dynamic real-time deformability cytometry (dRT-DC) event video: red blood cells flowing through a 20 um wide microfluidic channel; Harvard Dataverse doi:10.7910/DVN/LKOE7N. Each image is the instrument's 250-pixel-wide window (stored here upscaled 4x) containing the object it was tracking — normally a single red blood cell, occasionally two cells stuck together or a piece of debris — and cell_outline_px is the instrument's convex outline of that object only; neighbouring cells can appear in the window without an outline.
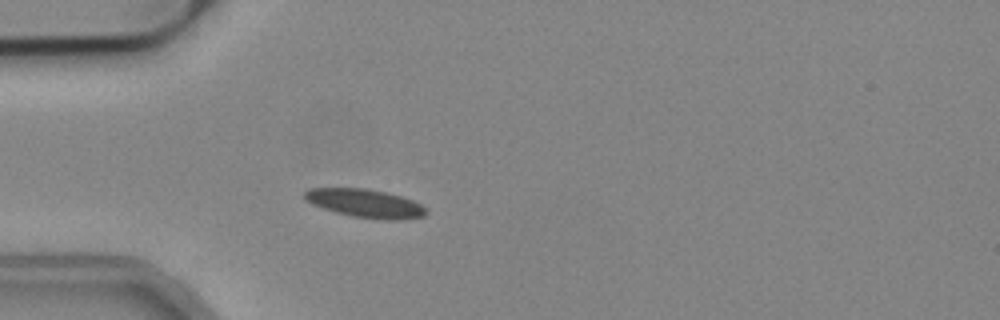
{"species": "common noctule bat (a hibernating species)", "species_latin": "Nyctalus noctula", "temperature_condition": "cold", "stored_images_in_passage": 42, "camera_frame_rate_fps": 3000, "um_per_image_px": 0.085, "animal": {"sex": "male", "body_mass_g": 19.2, "forearm_length_mm": 51.8}, "frame": {"image": 1, "passage_image": 9, "time_ms": 2.667, "image_size_px": [1000, 320], "cell_outline_px": [[428, 212], [424, 216], [400, 220], [392, 220], [352, 216], [336, 212], [312, 204], [304, 200], [304, 192], [308, 188], [368, 188], [400, 196], [412, 200], [420, 204]], "centroid_in_image_um": [31.02, 17.27], "position_along_channel_um": 54.0, "area_um2": 19.94}}
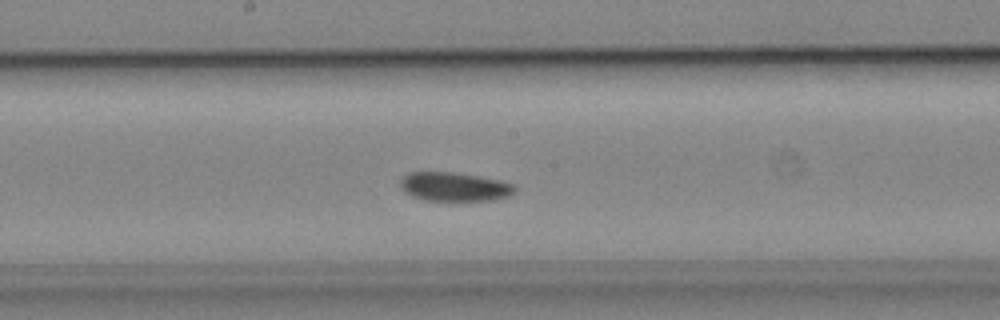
{"frame": {"image": 2, "passage_image": 22, "time_ms": 7.0, "image_size_px": [1000, 320], "cell_outline_px": [[516, 188], [508, 196], [488, 200], [428, 200], [412, 196], [404, 192], [400, 188], [400, 180], [404, 176], [412, 172], [452, 172], [500, 180], [512, 184]], "centroid_in_image_um": [38.57, 15.86], "position_along_channel_um": 209.6, "area_um2": 18.9}}
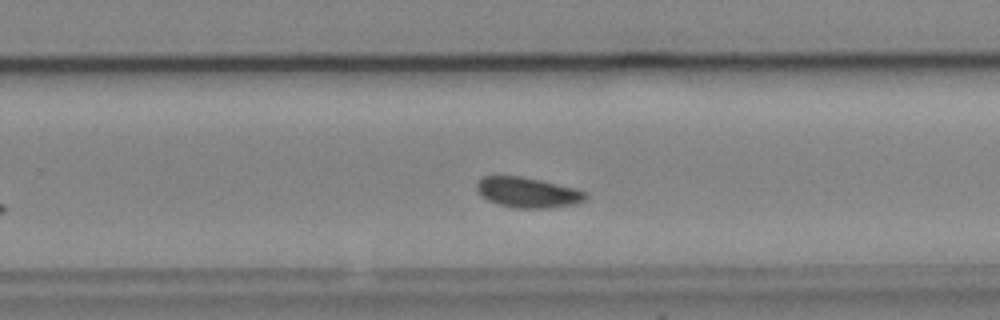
{"frame": {"image": 3, "passage_image": 28, "time_ms": 9.0, "image_size_px": [1000, 320], "cell_outline_px": [[588, 196], [584, 200], [576, 204], [548, 208], [512, 208], [496, 204], [480, 196], [476, 188], [476, 184], [484, 176], [520, 176], [540, 180], [576, 188], [584, 192]], "centroid_in_image_um": [44.83, 16.37], "position_along_channel_um": 285.0, "area_um2": 19.31}}